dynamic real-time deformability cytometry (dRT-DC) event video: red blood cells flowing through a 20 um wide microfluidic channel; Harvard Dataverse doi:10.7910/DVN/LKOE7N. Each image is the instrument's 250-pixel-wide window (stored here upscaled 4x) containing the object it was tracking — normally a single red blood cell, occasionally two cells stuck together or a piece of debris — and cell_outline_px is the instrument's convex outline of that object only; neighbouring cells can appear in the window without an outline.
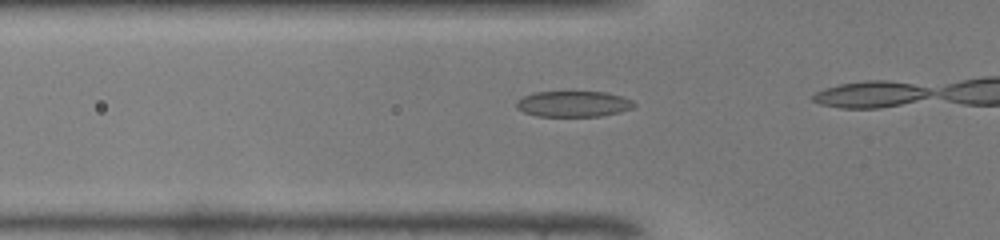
{"species": "common noctule bat (a hibernating species)", "species_latin": "Nyctalus noctula", "temperature_condition": "warm", "stored_images_in_passage": 8, "camera_frame_rate_fps": 3000, "um_per_image_px": 0.085, "animal": {"sex": "male", "body_mass_g": 19.0, "forearm_length_mm": 50.8}, "frame": {"image": 1, "passage_image": 4, "time_ms": 1.0, "image_size_px": [1000, 240], "cell_outline_px": [[636, 104], [632, 108], [620, 112], [600, 116], [536, 116], [524, 112], [516, 108], [516, 100], [524, 96], [536, 92], [604, 92], [620, 96], [632, 100]], "centroid_in_image_um": [48.72, 8.84], "position_along_channel_um": 77.1, "area_um2": 17.63}}
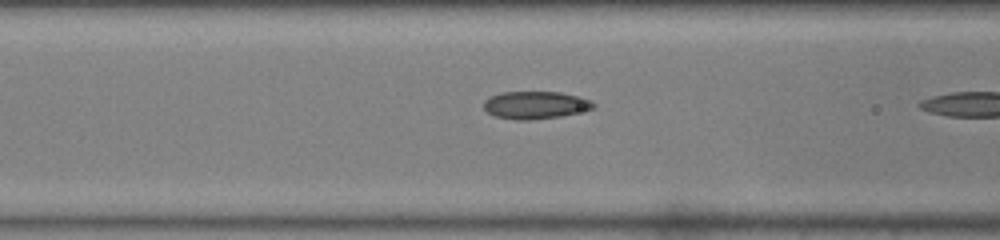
{"frame": {"image": 2, "passage_image": 7, "time_ms": 2.0, "image_size_px": [1000, 240], "cell_outline_px": [[596, 104], [592, 108], [560, 116], [528, 120], [516, 120], [496, 116], [488, 112], [484, 108], [484, 100], [488, 96], [500, 92], [560, 92], [580, 96], [592, 100]], "centroid_in_image_um": [45.48, 8.91], "position_along_channel_um": 121.1, "area_um2": 17.57}}